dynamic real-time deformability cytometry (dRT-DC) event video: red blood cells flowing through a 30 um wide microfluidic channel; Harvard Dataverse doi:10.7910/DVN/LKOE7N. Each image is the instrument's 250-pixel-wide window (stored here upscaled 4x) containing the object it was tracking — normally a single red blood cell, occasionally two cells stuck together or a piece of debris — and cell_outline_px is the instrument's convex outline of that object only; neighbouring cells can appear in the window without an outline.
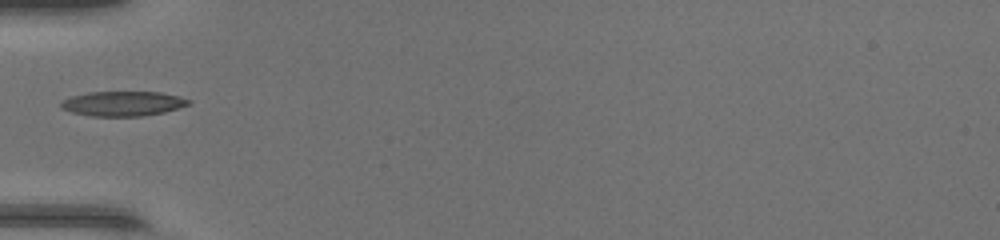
{"species": "common noctule bat (a hibernating species)", "species_latin": "Nyctalus noctula", "temperature_condition": "warm", "stored_images_in_passage": 32, "camera_frame_rate_fps": 3000, "um_per_image_px": 0.085, "animal": {"sex": "female", "body_mass_g": 17.0, "forearm_length_mm": 48.0}, "frame": {"image": 1, "passage_image": 1, "time_ms": 0.0, "image_size_px": [1000, 240], "cell_outline_px": [[192, 100], [188, 104], [164, 112], [140, 116], [92, 116], [72, 112], [60, 108], [60, 100], [72, 96], [88, 92], [160, 92]], "centroid_in_image_um": [10.38, 8.8], "position_along_channel_um": 74.6, "area_um2": 18.26}}
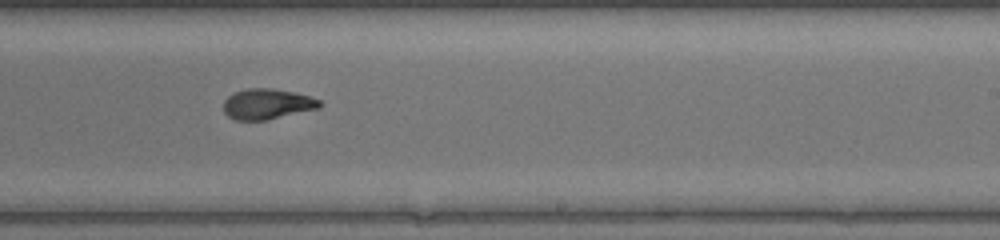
{"frame": {"image": 2, "passage_image": 14, "time_ms": 4.333, "image_size_px": [1000, 240], "cell_outline_px": [[324, 104], [320, 108], [264, 120], [236, 120], [228, 116], [224, 112], [224, 100], [228, 96], [236, 92], [248, 88], [272, 88], [292, 92], [308, 96], [320, 100]], "centroid_in_image_um": [22.72, 8.84], "position_along_channel_um": 266.3, "area_um2": 16.94}}
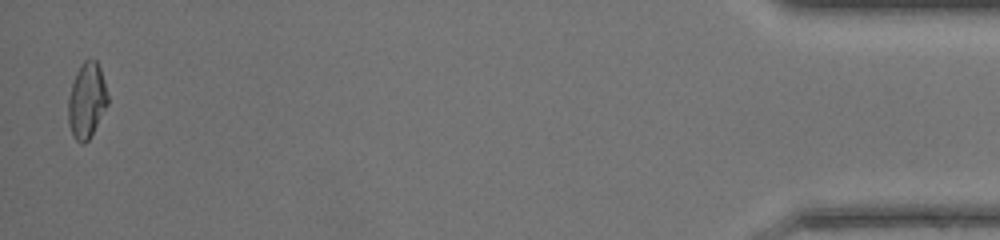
{"frame": {"image": 3, "passage_image": 31, "time_ms": 10.0, "image_size_px": [1000, 240], "cell_outline_px": [[108, 104], [88, 140], [84, 144], [80, 144], [72, 136], [68, 124], [68, 96], [76, 72], [80, 64], [84, 60], [96, 60], [100, 68], [104, 80], [108, 96]], "centroid_in_image_um": [7.35, 8.55], "position_along_channel_um": 427.8, "area_um2": 17.4}, "authors_computed_cell_mechanics": {"area_um2": 17.34, "velocity_mm_per_s": 4.4109, "shape_relaxation_time_tau1_ms": 4.7654, "shape_relaxation_time_tau2_ms": 1.3204, "deformation_change_tau1": 0.2261, "deformation_change_tau2": 0.0613}}